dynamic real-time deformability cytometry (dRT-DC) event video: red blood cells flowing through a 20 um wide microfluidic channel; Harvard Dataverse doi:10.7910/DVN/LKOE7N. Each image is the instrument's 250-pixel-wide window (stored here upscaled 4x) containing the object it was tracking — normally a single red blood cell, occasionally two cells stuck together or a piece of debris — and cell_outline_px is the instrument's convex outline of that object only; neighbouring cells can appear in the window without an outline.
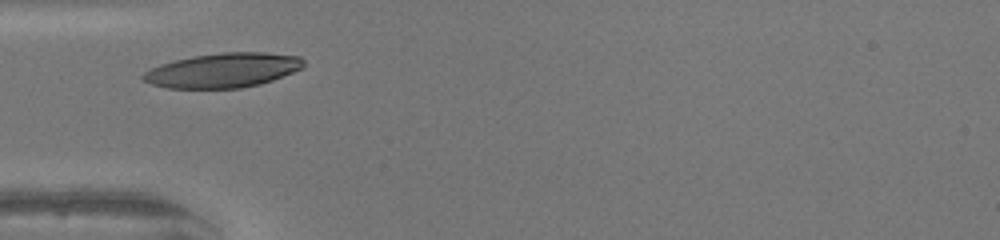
{"species": "human", "species_latin": "Homo sapiens", "temperature_condition": "warm", "stored_images_in_passage": 24, "camera_frame_rate_fps": 3000, "um_per_image_px": 0.085, "donor": {"sex": "female"}, "frame": {"image": 1, "passage_image": 1, "time_ms": 0.0, "image_size_px": [1000, 240], "cell_outline_px": [[304, 68], [272, 80], [260, 84], [240, 88], [168, 88], [152, 84], [144, 80], [140, 76], [144, 72], [160, 64], [192, 56], [220, 52], [268, 52], [300, 56], [304, 60]], "centroid_in_image_um": [18.99, 5.96], "position_along_channel_um": 66.0, "area_um2": 32.37}}
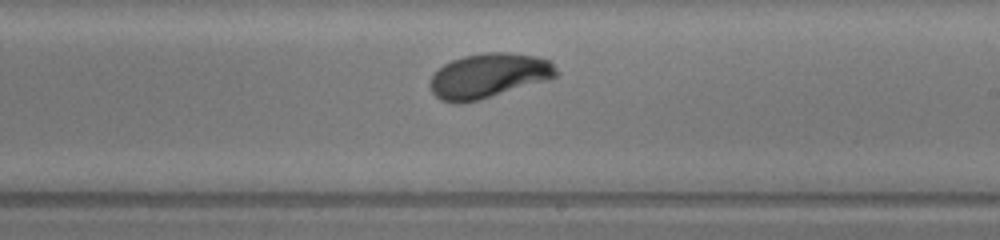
{"frame": {"image": 2, "passage_image": 14, "time_ms": 4.333, "image_size_px": [1000, 240], "cell_outline_px": [[560, 76], [548, 80], [480, 100], [460, 104], [452, 104], [440, 100], [432, 92], [428, 84], [432, 76], [444, 64], [452, 60], [464, 56], [488, 52], [508, 52], [536, 56], [548, 60], [560, 72]], "centroid_in_image_um": [41.54, 6.45], "position_along_channel_um": 247.5, "area_um2": 33.12}}
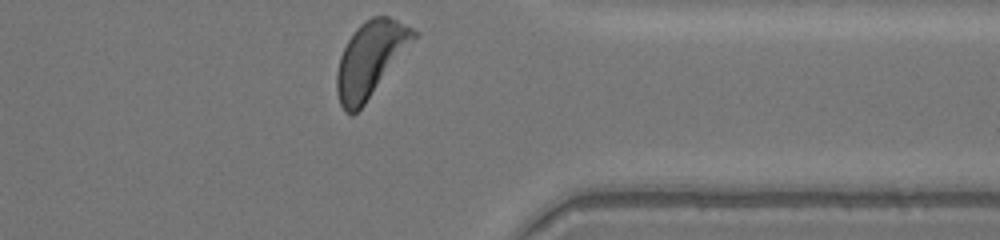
{"frame": {"image": 3, "passage_image": 24, "time_ms": 7.667, "image_size_px": [1000, 240], "cell_outline_px": [[420, 32], [364, 104], [352, 116], [344, 112], [340, 104], [336, 92], [336, 72], [340, 56], [348, 40], [356, 28], [360, 24], [372, 16], [388, 16]], "centroid_in_image_um": [31.45, 5.03], "position_along_channel_um": 380.0, "area_um2": 33.12}, "authors_computed_cell_mechanics": {"area_um2": 32.2524, "velocity_mm_per_s": 4.2148, "shape_relaxation_time_tau1_ms": 2.3672, "shape_relaxation_time_tau2_ms": null, "deformation_change_tau1": 0.1642, "deformation_change_tau2": null}}